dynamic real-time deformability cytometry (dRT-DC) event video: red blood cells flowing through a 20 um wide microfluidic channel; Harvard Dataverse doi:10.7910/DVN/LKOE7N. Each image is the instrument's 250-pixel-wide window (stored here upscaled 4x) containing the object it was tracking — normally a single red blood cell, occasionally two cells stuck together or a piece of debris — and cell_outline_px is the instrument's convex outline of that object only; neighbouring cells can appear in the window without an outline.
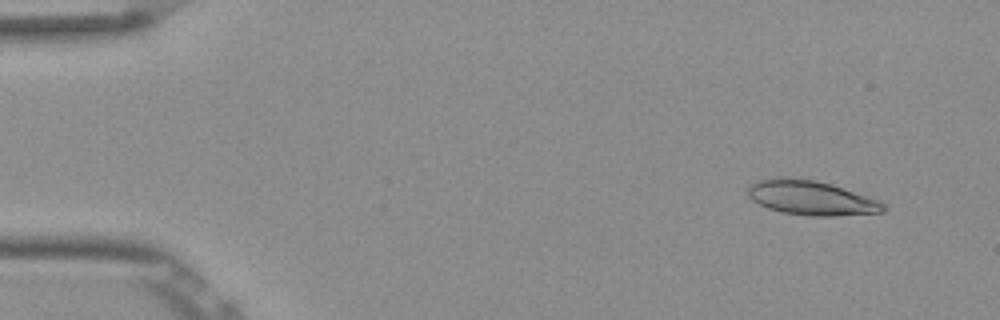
{"species": "Egyptian fruit bat (a non-hibernating species)", "species_latin": "Rousettus aegyptiacus", "temperature_condition": "room temperature", "stored_images_in_passage": 52, "camera_frame_rate_fps": 3000, "um_per_image_px": 0.085, "frame": {"image": 1, "passage_image": 4, "time_ms": 1.0, "image_size_px": [1000, 320], "cell_outline_px": [[888, 208], [884, 212], [832, 216], [808, 216], [784, 212], [768, 208], [752, 200], [748, 196], [748, 188], [756, 180], [780, 176], [816, 180], [880, 200]], "centroid_in_image_um": [68.95, 16.81], "position_along_channel_um": 16.1, "area_um2": 27.17}}
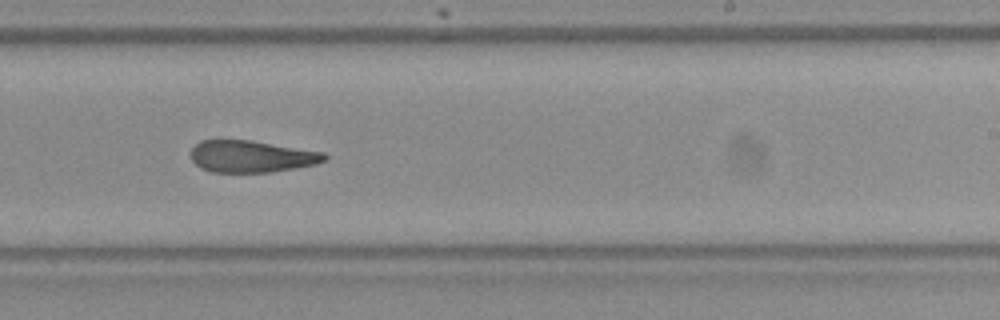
{"frame": {"image": 2, "passage_image": 32, "time_ms": 10.333, "image_size_px": [1000, 320], "cell_outline_px": [[328, 160], [316, 164], [296, 168], [272, 172], [212, 172], [200, 168], [192, 160], [192, 148], [200, 140], [252, 140], [324, 152], [328, 156]], "centroid_in_image_um": [21.41, 13.3], "position_along_channel_um": 267.6, "area_um2": 24.97}}
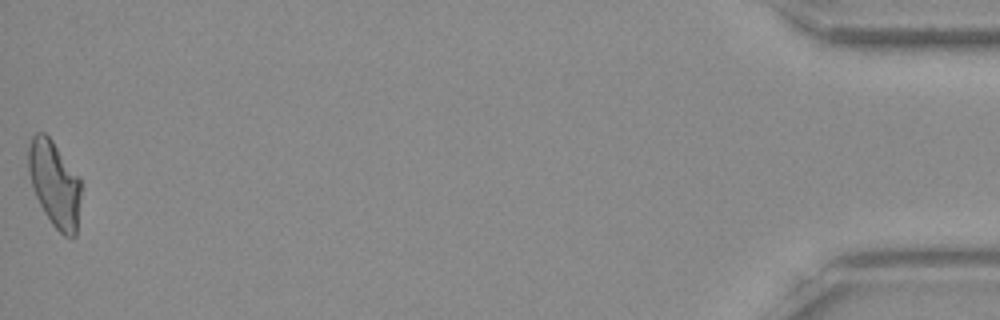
{"frame": {"image": 3, "passage_image": 52, "time_ms": 17.0, "image_size_px": [1000, 320], "cell_outline_px": [[80, 196], [76, 236], [64, 236], [52, 224], [44, 212], [32, 188], [28, 172], [28, 144], [32, 136], [36, 132], [44, 132], [52, 140], [80, 176]], "centroid_in_image_um": [4.62, 15.59], "position_along_channel_um": 430.6, "area_um2": 26.41}, "authors_computed_cell_mechanics": {"area_um2": 26.5591, "velocity_mm_per_s": 3.8785, "shape_relaxation_time_tau1_ms": null, "shape_relaxation_time_tau2_ms": 2.7996, "deformation_change_tau1": null, "deformation_change_tau2": 0.1173}}